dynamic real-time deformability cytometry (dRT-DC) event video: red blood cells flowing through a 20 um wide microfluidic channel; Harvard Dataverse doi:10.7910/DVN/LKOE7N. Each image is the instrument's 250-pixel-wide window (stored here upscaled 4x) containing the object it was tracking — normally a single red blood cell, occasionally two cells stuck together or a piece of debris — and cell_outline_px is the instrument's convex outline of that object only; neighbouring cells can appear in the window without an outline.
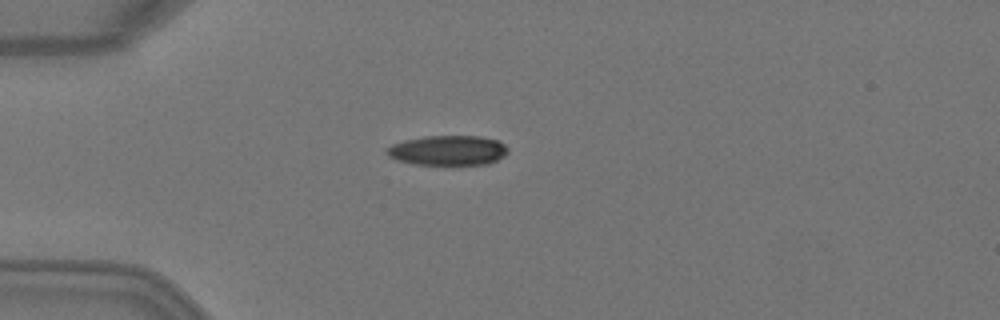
{"species": "Egyptian fruit bat (a non-hibernating species)", "species_latin": "Rousettus aegyptiacus", "temperature_condition": "warm", "stored_images_in_passage": 1, "camera_frame_rate_fps": 3000, "um_per_image_px": 0.085, "animal": {"sex": "female"}, "frame": {"image": 1, "passage_image": 1, "time_ms": 0.0, "image_size_px": [1000, 320], "cell_outline_px": [[508, 152], [504, 156], [488, 164], [416, 164], [396, 160], [388, 156], [384, 152], [384, 148], [392, 144], [404, 140], [424, 136], [480, 136], [500, 140], [508, 148]], "centroid_in_image_um": [38.05, 12.77], "position_along_channel_um": 46.9, "area_um2": 21.27}}